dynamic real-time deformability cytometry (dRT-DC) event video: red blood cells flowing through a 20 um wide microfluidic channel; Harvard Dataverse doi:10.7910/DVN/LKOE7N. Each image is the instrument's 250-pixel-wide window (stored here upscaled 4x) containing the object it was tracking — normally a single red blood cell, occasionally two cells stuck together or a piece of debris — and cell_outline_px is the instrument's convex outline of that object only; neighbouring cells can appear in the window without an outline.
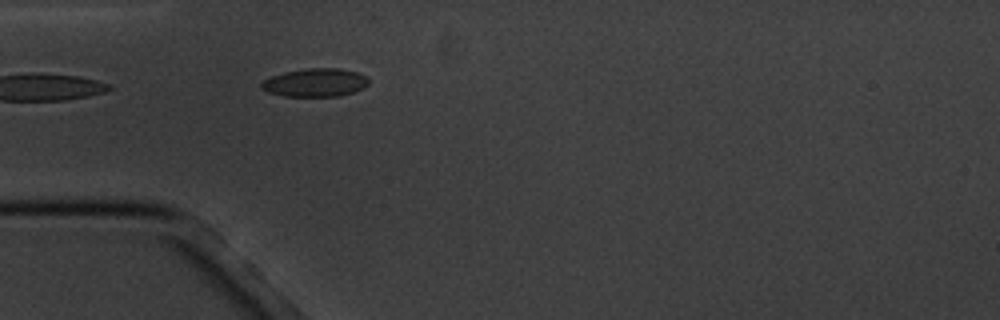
{"species": "common noctule bat (a hibernating species)", "species_latin": "Nyctalus noctula", "temperature_condition": "cold", "stored_images_in_passage": 5, "camera_frame_rate_fps": 3000, "um_per_image_px": 0.085, "animal": {"sex": "male", "body_mass_g": 20.1, "forearm_length_mm": 53.5}, "frame": {"image": 1, "passage_image": 5, "time_ms": 4.667, "image_size_px": [1000, 320], "cell_outline_px": [[368, 84], [352, 92], [340, 96], [284, 96], [268, 92], [260, 88], [260, 84], [264, 80], [272, 76], [284, 72], [304, 68], [340, 68], [356, 72], [368, 76]], "centroid_in_image_um": [26.77, 7.01], "position_along_channel_um": 58.2, "area_um2": 17.63}}